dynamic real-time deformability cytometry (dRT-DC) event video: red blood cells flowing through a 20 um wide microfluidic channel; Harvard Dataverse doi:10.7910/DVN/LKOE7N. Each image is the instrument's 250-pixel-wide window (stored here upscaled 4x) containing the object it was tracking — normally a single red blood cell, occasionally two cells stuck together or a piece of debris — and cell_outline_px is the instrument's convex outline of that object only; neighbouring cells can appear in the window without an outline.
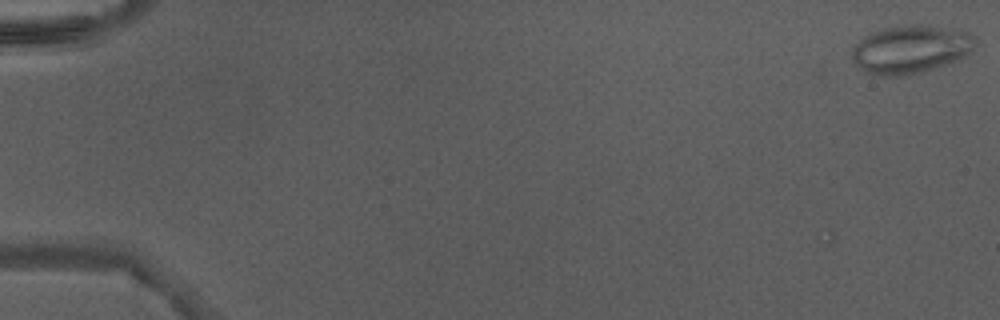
{"species": "Egyptian fruit bat (a non-hibernating species)", "species_latin": "Rousettus aegyptiacus", "temperature_condition": "warm", "stored_images_in_passage": 7, "camera_frame_rate_fps": 3000, "um_per_image_px": 0.085, "animal": {"sex": "male"}, "frame": {"image": 1, "passage_image": 1, "time_ms": 0.0, "image_size_px": [1000, 320], "cell_outline_px": [[976, 36], [972, 48], [964, 56], [944, 64], [920, 72], [904, 76], [880, 76], [864, 72], [856, 64], [852, 56], [852, 48], [864, 36], [872, 32], [884, 28], [916, 24], [920, 24], [960, 28]], "centroid_in_image_um": [77.39, 4.17], "position_along_channel_um": 7.6, "area_um2": 34.51}}